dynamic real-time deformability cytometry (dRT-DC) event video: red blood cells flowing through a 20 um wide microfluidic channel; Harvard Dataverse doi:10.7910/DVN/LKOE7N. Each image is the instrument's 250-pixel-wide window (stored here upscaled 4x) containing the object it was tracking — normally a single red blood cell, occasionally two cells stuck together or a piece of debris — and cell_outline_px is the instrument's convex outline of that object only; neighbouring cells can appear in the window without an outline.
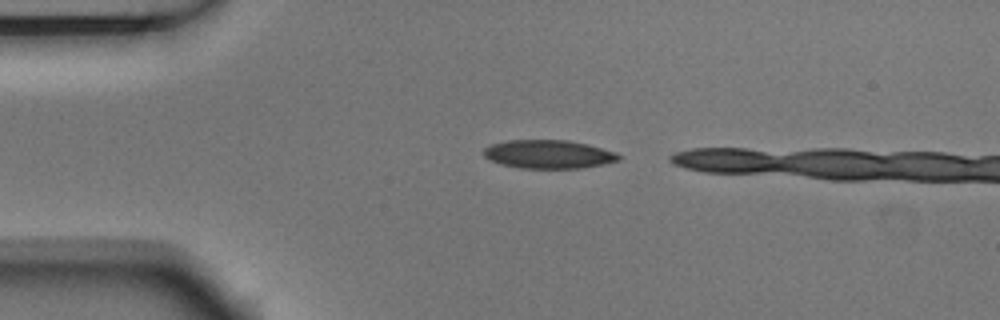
{"species": "Egyptian fruit bat (a non-hibernating species)", "species_latin": "Rousettus aegyptiacus", "temperature_condition": "room temperature", "stored_images_in_passage": 3, "camera_frame_rate_fps": 3000, "um_per_image_px": 0.085, "animal": {"sex": "male"}, "frame": {"image": 1, "passage_image": 1, "time_ms": 0.0, "image_size_px": [1000, 320], "cell_outline_px": [[624, 156], [620, 160], [604, 164], [580, 168], [520, 168], [500, 164], [488, 160], [484, 156], [484, 148], [492, 144], [508, 140], [568, 140], [616, 152]], "centroid_in_image_um": [46.62, 13.12], "position_along_channel_um": 38.4, "area_um2": 22.43}}